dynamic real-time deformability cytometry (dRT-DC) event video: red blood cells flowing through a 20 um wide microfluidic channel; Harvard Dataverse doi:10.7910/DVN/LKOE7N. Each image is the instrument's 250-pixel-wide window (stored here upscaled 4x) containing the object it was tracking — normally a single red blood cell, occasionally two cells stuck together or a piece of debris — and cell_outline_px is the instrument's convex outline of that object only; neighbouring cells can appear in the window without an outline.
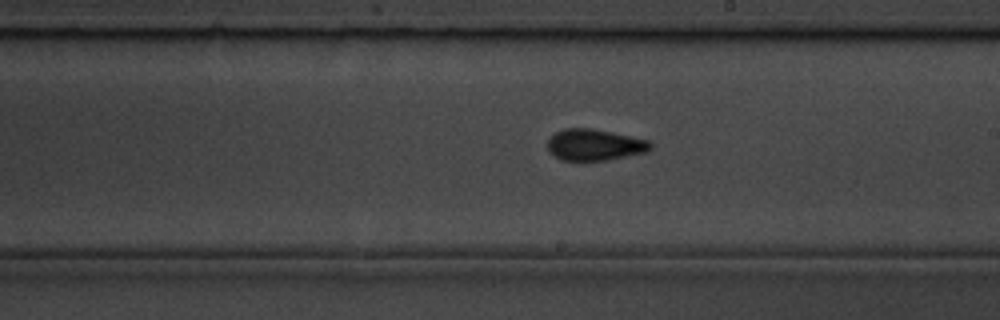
{"species": "common noctule bat (a hibernating species)", "species_latin": "Nyctalus noctula", "temperature_condition": "room temperature", "stored_images_in_passage": 39, "camera_frame_rate_fps": 3000, "um_per_image_px": 0.085, "animal": {"sex": "male", "body_mass_g": 19.5, "forearm_length_mm": 54.6}, "frame": {"image": 1, "passage_image": 17, "time_ms": 5.333, "image_size_px": [1000, 320], "cell_outline_px": [[648, 144], [644, 148], [608, 156], [584, 160], [564, 156], [556, 152], [552, 148], [552, 140], [556, 136], [564, 132], [596, 132], [636, 140]], "centroid_in_image_um": [50.41, 12.33], "position_along_channel_um": 238.6, "area_um2": 13.35}}